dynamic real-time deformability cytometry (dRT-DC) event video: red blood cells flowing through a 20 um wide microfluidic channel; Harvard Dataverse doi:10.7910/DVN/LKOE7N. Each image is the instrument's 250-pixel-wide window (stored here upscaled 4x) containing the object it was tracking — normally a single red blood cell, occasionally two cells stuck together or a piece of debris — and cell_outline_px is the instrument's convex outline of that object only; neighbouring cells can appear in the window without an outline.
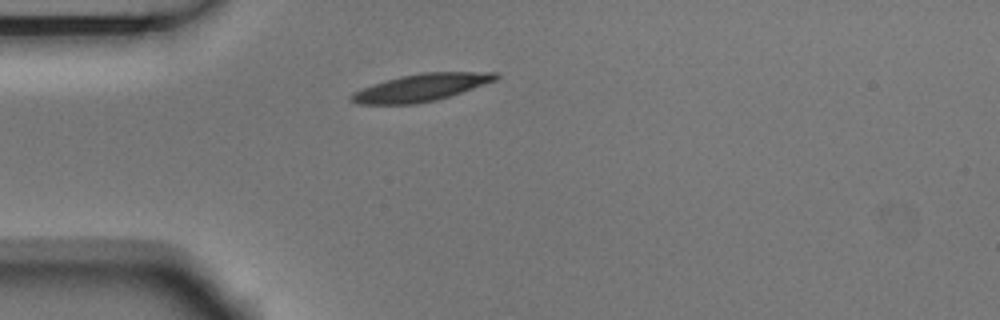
{"species": "Egyptian fruit bat (a non-hibernating species)", "species_latin": "Rousettus aegyptiacus", "temperature_condition": "room temperature", "stored_images_in_passage": 1, "camera_frame_rate_fps": 3000, "um_per_image_px": 0.085, "animal": {"sex": "male"}, "frame": {"image": 1, "passage_image": 1, "time_ms": 0.0, "image_size_px": [1000, 320], "cell_outline_px": [[500, 76], [496, 80], [436, 100], [416, 104], [356, 104], [348, 100], [348, 96], [352, 92], [360, 88], [372, 84], [400, 76], [420, 72], [500, 72]], "centroid_in_image_um": [35.72, 7.44], "position_along_channel_um": 49.3, "area_um2": 23.12}}